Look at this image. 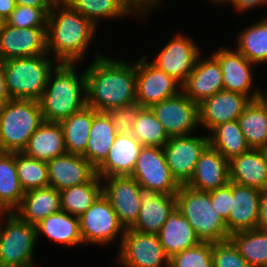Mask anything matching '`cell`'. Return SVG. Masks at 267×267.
Listing matches in <instances>:
<instances>
[{
	"mask_svg": "<svg viewBox=\"0 0 267 267\" xmlns=\"http://www.w3.org/2000/svg\"><path fill=\"white\" fill-rule=\"evenodd\" d=\"M210 1H211V3L213 2V3H216V4H220L222 0H210Z\"/></svg>",
	"mask_w": 267,
	"mask_h": 267,
	"instance_id": "11a10c76",
	"label": "cell"
},
{
	"mask_svg": "<svg viewBox=\"0 0 267 267\" xmlns=\"http://www.w3.org/2000/svg\"><path fill=\"white\" fill-rule=\"evenodd\" d=\"M16 170L24 191L49 186L48 167L45 161L16 152Z\"/></svg>",
	"mask_w": 267,
	"mask_h": 267,
	"instance_id": "f35d334b",
	"label": "cell"
},
{
	"mask_svg": "<svg viewBox=\"0 0 267 267\" xmlns=\"http://www.w3.org/2000/svg\"><path fill=\"white\" fill-rule=\"evenodd\" d=\"M51 8L16 5L5 23L15 28H47Z\"/></svg>",
	"mask_w": 267,
	"mask_h": 267,
	"instance_id": "60d3db41",
	"label": "cell"
},
{
	"mask_svg": "<svg viewBox=\"0 0 267 267\" xmlns=\"http://www.w3.org/2000/svg\"><path fill=\"white\" fill-rule=\"evenodd\" d=\"M128 8L136 15L145 17L144 15H147L152 8H156L159 5V8L161 5H163L161 2L162 0H122Z\"/></svg>",
	"mask_w": 267,
	"mask_h": 267,
	"instance_id": "bcb514c9",
	"label": "cell"
},
{
	"mask_svg": "<svg viewBox=\"0 0 267 267\" xmlns=\"http://www.w3.org/2000/svg\"><path fill=\"white\" fill-rule=\"evenodd\" d=\"M22 152L45 162L64 155L66 147L60 123L44 121L30 137Z\"/></svg>",
	"mask_w": 267,
	"mask_h": 267,
	"instance_id": "83f0119b",
	"label": "cell"
},
{
	"mask_svg": "<svg viewBox=\"0 0 267 267\" xmlns=\"http://www.w3.org/2000/svg\"><path fill=\"white\" fill-rule=\"evenodd\" d=\"M237 120L250 148L267 147V105L261 98L251 100Z\"/></svg>",
	"mask_w": 267,
	"mask_h": 267,
	"instance_id": "1f68e13d",
	"label": "cell"
},
{
	"mask_svg": "<svg viewBox=\"0 0 267 267\" xmlns=\"http://www.w3.org/2000/svg\"><path fill=\"white\" fill-rule=\"evenodd\" d=\"M157 235L169 258L201 243L196 232L177 207L169 215Z\"/></svg>",
	"mask_w": 267,
	"mask_h": 267,
	"instance_id": "484cf974",
	"label": "cell"
},
{
	"mask_svg": "<svg viewBox=\"0 0 267 267\" xmlns=\"http://www.w3.org/2000/svg\"><path fill=\"white\" fill-rule=\"evenodd\" d=\"M169 138L187 136L199 126L198 104L182 91L150 107Z\"/></svg>",
	"mask_w": 267,
	"mask_h": 267,
	"instance_id": "7c38bea8",
	"label": "cell"
},
{
	"mask_svg": "<svg viewBox=\"0 0 267 267\" xmlns=\"http://www.w3.org/2000/svg\"><path fill=\"white\" fill-rule=\"evenodd\" d=\"M97 113L94 108L86 106L59 122L63 129L67 153L76 155H83L85 153L93 117Z\"/></svg>",
	"mask_w": 267,
	"mask_h": 267,
	"instance_id": "4dcf8cb0",
	"label": "cell"
},
{
	"mask_svg": "<svg viewBox=\"0 0 267 267\" xmlns=\"http://www.w3.org/2000/svg\"><path fill=\"white\" fill-rule=\"evenodd\" d=\"M10 99L5 82L4 61L0 58V107Z\"/></svg>",
	"mask_w": 267,
	"mask_h": 267,
	"instance_id": "681fc988",
	"label": "cell"
},
{
	"mask_svg": "<svg viewBox=\"0 0 267 267\" xmlns=\"http://www.w3.org/2000/svg\"><path fill=\"white\" fill-rule=\"evenodd\" d=\"M79 221L84 244H110L118 235L121 244L125 228L120 224L109 199L103 193L79 217Z\"/></svg>",
	"mask_w": 267,
	"mask_h": 267,
	"instance_id": "9c48e42d",
	"label": "cell"
},
{
	"mask_svg": "<svg viewBox=\"0 0 267 267\" xmlns=\"http://www.w3.org/2000/svg\"><path fill=\"white\" fill-rule=\"evenodd\" d=\"M251 102L248 96L221 90L198 104L199 127L210 132L218 125L237 120Z\"/></svg>",
	"mask_w": 267,
	"mask_h": 267,
	"instance_id": "ac0fdd59",
	"label": "cell"
},
{
	"mask_svg": "<svg viewBox=\"0 0 267 267\" xmlns=\"http://www.w3.org/2000/svg\"><path fill=\"white\" fill-rule=\"evenodd\" d=\"M212 262L213 267H250L230 239L212 244Z\"/></svg>",
	"mask_w": 267,
	"mask_h": 267,
	"instance_id": "7bdbcfd3",
	"label": "cell"
},
{
	"mask_svg": "<svg viewBox=\"0 0 267 267\" xmlns=\"http://www.w3.org/2000/svg\"><path fill=\"white\" fill-rule=\"evenodd\" d=\"M230 182L258 190L267 189V153L254 149L233 157L229 161Z\"/></svg>",
	"mask_w": 267,
	"mask_h": 267,
	"instance_id": "d4e9b609",
	"label": "cell"
},
{
	"mask_svg": "<svg viewBox=\"0 0 267 267\" xmlns=\"http://www.w3.org/2000/svg\"><path fill=\"white\" fill-rule=\"evenodd\" d=\"M37 240L40 235H45L55 243L62 245L76 246L83 243L80 232L79 217L60 210L42 219L36 225Z\"/></svg>",
	"mask_w": 267,
	"mask_h": 267,
	"instance_id": "f1b7e54d",
	"label": "cell"
},
{
	"mask_svg": "<svg viewBox=\"0 0 267 267\" xmlns=\"http://www.w3.org/2000/svg\"><path fill=\"white\" fill-rule=\"evenodd\" d=\"M226 2L232 4L237 13H244V11L246 12L248 10L256 8V6L267 4V0H222L221 4H226Z\"/></svg>",
	"mask_w": 267,
	"mask_h": 267,
	"instance_id": "7dc6e473",
	"label": "cell"
},
{
	"mask_svg": "<svg viewBox=\"0 0 267 267\" xmlns=\"http://www.w3.org/2000/svg\"><path fill=\"white\" fill-rule=\"evenodd\" d=\"M222 75L219 62L213 55L202 60L199 55L194 69L181 85V91L193 102L200 104L204 99L224 90Z\"/></svg>",
	"mask_w": 267,
	"mask_h": 267,
	"instance_id": "44dd1931",
	"label": "cell"
},
{
	"mask_svg": "<svg viewBox=\"0 0 267 267\" xmlns=\"http://www.w3.org/2000/svg\"><path fill=\"white\" fill-rule=\"evenodd\" d=\"M132 135L143 146L163 147L169 140L162 124L157 120L150 108H143L132 127Z\"/></svg>",
	"mask_w": 267,
	"mask_h": 267,
	"instance_id": "ab89813d",
	"label": "cell"
},
{
	"mask_svg": "<svg viewBox=\"0 0 267 267\" xmlns=\"http://www.w3.org/2000/svg\"><path fill=\"white\" fill-rule=\"evenodd\" d=\"M25 191L16 170V153L0 152V202L14 212L21 204Z\"/></svg>",
	"mask_w": 267,
	"mask_h": 267,
	"instance_id": "836d02e7",
	"label": "cell"
},
{
	"mask_svg": "<svg viewBox=\"0 0 267 267\" xmlns=\"http://www.w3.org/2000/svg\"><path fill=\"white\" fill-rule=\"evenodd\" d=\"M117 263L124 267H169L158 235L125 229L119 244Z\"/></svg>",
	"mask_w": 267,
	"mask_h": 267,
	"instance_id": "ba28073f",
	"label": "cell"
},
{
	"mask_svg": "<svg viewBox=\"0 0 267 267\" xmlns=\"http://www.w3.org/2000/svg\"><path fill=\"white\" fill-rule=\"evenodd\" d=\"M131 176L144 188L176 194L180 184L173 177L162 147L143 146Z\"/></svg>",
	"mask_w": 267,
	"mask_h": 267,
	"instance_id": "30bf717a",
	"label": "cell"
},
{
	"mask_svg": "<svg viewBox=\"0 0 267 267\" xmlns=\"http://www.w3.org/2000/svg\"><path fill=\"white\" fill-rule=\"evenodd\" d=\"M43 122L38 100L10 99L0 107V152H22Z\"/></svg>",
	"mask_w": 267,
	"mask_h": 267,
	"instance_id": "277c9868",
	"label": "cell"
},
{
	"mask_svg": "<svg viewBox=\"0 0 267 267\" xmlns=\"http://www.w3.org/2000/svg\"><path fill=\"white\" fill-rule=\"evenodd\" d=\"M86 76L87 106L97 112L136 102V62L108 58L97 52Z\"/></svg>",
	"mask_w": 267,
	"mask_h": 267,
	"instance_id": "6da1fadb",
	"label": "cell"
},
{
	"mask_svg": "<svg viewBox=\"0 0 267 267\" xmlns=\"http://www.w3.org/2000/svg\"><path fill=\"white\" fill-rule=\"evenodd\" d=\"M57 0H15L16 5L35 7V8H52Z\"/></svg>",
	"mask_w": 267,
	"mask_h": 267,
	"instance_id": "f907efd6",
	"label": "cell"
},
{
	"mask_svg": "<svg viewBox=\"0 0 267 267\" xmlns=\"http://www.w3.org/2000/svg\"><path fill=\"white\" fill-rule=\"evenodd\" d=\"M211 132L209 144L228 161L251 149L241 132L238 120L222 123Z\"/></svg>",
	"mask_w": 267,
	"mask_h": 267,
	"instance_id": "d590c367",
	"label": "cell"
},
{
	"mask_svg": "<svg viewBox=\"0 0 267 267\" xmlns=\"http://www.w3.org/2000/svg\"><path fill=\"white\" fill-rule=\"evenodd\" d=\"M54 63L56 60L49 54L5 60V82L10 98L39 100L56 66Z\"/></svg>",
	"mask_w": 267,
	"mask_h": 267,
	"instance_id": "8992f818",
	"label": "cell"
},
{
	"mask_svg": "<svg viewBox=\"0 0 267 267\" xmlns=\"http://www.w3.org/2000/svg\"><path fill=\"white\" fill-rule=\"evenodd\" d=\"M237 49L253 64L267 63V17L251 24L238 35Z\"/></svg>",
	"mask_w": 267,
	"mask_h": 267,
	"instance_id": "8d00e7d4",
	"label": "cell"
},
{
	"mask_svg": "<svg viewBox=\"0 0 267 267\" xmlns=\"http://www.w3.org/2000/svg\"><path fill=\"white\" fill-rule=\"evenodd\" d=\"M102 181L95 174L87 183L60 191L61 210L80 217L103 193Z\"/></svg>",
	"mask_w": 267,
	"mask_h": 267,
	"instance_id": "d6a6232c",
	"label": "cell"
},
{
	"mask_svg": "<svg viewBox=\"0 0 267 267\" xmlns=\"http://www.w3.org/2000/svg\"><path fill=\"white\" fill-rule=\"evenodd\" d=\"M47 28H15L3 22L0 29V58L42 55L47 53Z\"/></svg>",
	"mask_w": 267,
	"mask_h": 267,
	"instance_id": "e0dca14e",
	"label": "cell"
},
{
	"mask_svg": "<svg viewBox=\"0 0 267 267\" xmlns=\"http://www.w3.org/2000/svg\"><path fill=\"white\" fill-rule=\"evenodd\" d=\"M96 27L99 20L119 19L134 14L122 0H64Z\"/></svg>",
	"mask_w": 267,
	"mask_h": 267,
	"instance_id": "74e56055",
	"label": "cell"
},
{
	"mask_svg": "<svg viewBox=\"0 0 267 267\" xmlns=\"http://www.w3.org/2000/svg\"><path fill=\"white\" fill-rule=\"evenodd\" d=\"M229 182V161L209 144L202 152L195 172L186 185L198 191L208 192Z\"/></svg>",
	"mask_w": 267,
	"mask_h": 267,
	"instance_id": "603a6c76",
	"label": "cell"
},
{
	"mask_svg": "<svg viewBox=\"0 0 267 267\" xmlns=\"http://www.w3.org/2000/svg\"><path fill=\"white\" fill-rule=\"evenodd\" d=\"M200 52L194 40L177 34L165 44L152 63L182 85L194 69Z\"/></svg>",
	"mask_w": 267,
	"mask_h": 267,
	"instance_id": "5bb4252c",
	"label": "cell"
},
{
	"mask_svg": "<svg viewBox=\"0 0 267 267\" xmlns=\"http://www.w3.org/2000/svg\"><path fill=\"white\" fill-rule=\"evenodd\" d=\"M103 179V194L109 199L120 224L125 229L131 228L141 208L140 185L132 176H109Z\"/></svg>",
	"mask_w": 267,
	"mask_h": 267,
	"instance_id": "9a60e30c",
	"label": "cell"
},
{
	"mask_svg": "<svg viewBox=\"0 0 267 267\" xmlns=\"http://www.w3.org/2000/svg\"><path fill=\"white\" fill-rule=\"evenodd\" d=\"M147 60L145 55L136 61V102L143 108H150L181 92L177 80Z\"/></svg>",
	"mask_w": 267,
	"mask_h": 267,
	"instance_id": "8fae6325",
	"label": "cell"
},
{
	"mask_svg": "<svg viewBox=\"0 0 267 267\" xmlns=\"http://www.w3.org/2000/svg\"><path fill=\"white\" fill-rule=\"evenodd\" d=\"M60 210V191L48 186L25 191L20 206L14 212L23 221L36 226L42 219Z\"/></svg>",
	"mask_w": 267,
	"mask_h": 267,
	"instance_id": "4316f807",
	"label": "cell"
},
{
	"mask_svg": "<svg viewBox=\"0 0 267 267\" xmlns=\"http://www.w3.org/2000/svg\"><path fill=\"white\" fill-rule=\"evenodd\" d=\"M212 55L218 60L223 73L224 90L243 94L251 100L261 97L263 91L260 88H252V68L255 64L248 61L237 49L220 48Z\"/></svg>",
	"mask_w": 267,
	"mask_h": 267,
	"instance_id": "2e32d148",
	"label": "cell"
},
{
	"mask_svg": "<svg viewBox=\"0 0 267 267\" xmlns=\"http://www.w3.org/2000/svg\"><path fill=\"white\" fill-rule=\"evenodd\" d=\"M143 145L132 134H117L105 161L96 169L102 179L131 176Z\"/></svg>",
	"mask_w": 267,
	"mask_h": 267,
	"instance_id": "cb8c5ba5",
	"label": "cell"
},
{
	"mask_svg": "<svg viewBox=\"0 0 267 267\" xmlns=\"http://www.w3.org/2000/svg\"><path fill=\"white\" fill-rule=\"evenodd\" d=\"M212 206L224 221L229 218L231 212L232 182L223 187L209 191Z\"/></svg>",
	"mask_w": 267,
	"mask_h": 267,
	"instance_id": "f6af8a7d",
	"label": "cell"
},
{
	"mask_svg": "<svg viewBox=\"0 0 267 267\" xmlns=\"http://www.w3.org/2000/svg\"><path fill=\"white\" fill-rule=\"evenodd\" d=\"M76 64L57 63L50 72L43 95L38 100L44 121L60 122L87 106L85 72Z\"/></svg>",
	"mask_w": 267,
	"mask_h": 267,
	"instance_id": "3957f363",
	"label": "cell"
},
{
	"mask_svg": "<svg viewBox=\"0 0 267 267\" xmlns=\"http://www.w3.org/2000/svg\"><path fill=\"white\" fill-rule=\"evenodd\" d=\"M261 190L232 182L231 212L225 221L229 235L257 228Z\"/></svg>",
	"mask_w": 267,
	"mask_h": 267,
	"instance_id": "7402d4cb",
	"label": "cell"
},
{
	"mask_svg": "<svg viewBox=\"0 0 267 267\" xmlns=\"http://www.w3.org/2000/svg\"><path fill=\"white\" fill-rule=\"evenodd\" d=\"M209 145L208 136L171 137L162 147L167 165L180 185H186L192 178L196 164Z\"/></svg>",
	"mask_w": 267,
	"mask_h": 267,
	"instance_id": "4fadbf2b",
	"label": "cell"
},
{
	"mask_svg": "<svg viewBox=\"0 0 267 267\" xmlns=\"http://www.w3.org/2000/svg\"><path fill=\"white\" fill-rule=\"evenodd\" d=\"M257 228L267 230V189L261 191Z\"/></svg>",
	"mask_w": 267,
	"mask_h": 267,
	"instance_id": "c3c4849f",
	"label": "cell"
},
{
	"mask_svg": "<svg viewBox=\"0 0 267 267\" xmlns=\"http://www.w3.org/2000/svg\"><path fill=\"white\" fill-rule=\"evenodd\" d=\"M15 6V0H0V18L3 22H5L14 11Z\"/></svg>",
	"mask_w": 267,
	"mask_h": 267,
	"instance_id": "816d5d0a",
	"label": "cell"
},
{
	"mask_svg": "<svg viewBox=\"0 0 267 267\" xmlns=\"http://www.w3.org/2000/svg\"><path fill=\"white\" fill-rule=\"evenodd\" d=\"M5 217L0 228V267H36L33 259L37 243L36 226L23 221L15 212Z\"/></svg>",
	"mask_w": 267,
	"mask_h": 267,
	"instance_id": "52a82bcc",
	"label": "cell"
},
{
	"mask_svg": "<svg viewBox=\"0 0 267 267\" xmlns=\"http://www.w3.org/2000/svg\"><path fill=\"white\" fill-rule=\"evenodd\" d=\"M8 213H9V211L0 202V217L5 216Z\"/></svg>",
	"mask_w": 267,
	"mask_h": 267,
	"instance_id": "f5cc1de1",
	"label": "cell"
},
{
	"mask_svg": "<svg viewBox=\"0 0 267 267\" xmlns=\"http://www.w3.org/2000/svg\"><path fill=\"white\" fill-rule=\"evenodd\" d=\"M96 29L66 1L57 0L48 15L47 53H52L57 63L78 64L86 57Z\"/></svg>",
	"mask_w": 267,
	"mask_h": 267,
	"instance_id": "7a4b0ae2",
	"label": "cell"
},
{
	"mask_svg": "<svg viewBox=\"0 0 267 267\" xmlns=\"http://www.w3.org/2000/svg\"><path fill=\"white\" fill-rule=\"evenodd\" d=\"M229 239L250 267H267V230L239 231L231 234Z\"/></svg>",
	"mask_w": 267,
	"mask_h": 267,
	"instance_id": "e575fe53",
	"label": "cell"
},
{
	"mask_svg": "<svg viewBox=\"0 0 267 267\" xmlns=\"http://www.w3.org/2000/svg\"><path fill=\"white\" fill-rule=\"evenodd\" d=\"M2 24H3V21H2V19L0 18V29H1Z\"/></svg>",
	"mask_w": 267,
	"mask_h": 267,
	"instance_id": "9f6ffc18",
	"label": "cell"
},
{
	"mask_svg": "<svg viewBox=\"0 0 267 267\" xmlns=\"http://www.w3.org/2000/svg\"><path fill=\"white\" fill-rule=\"evenodd\" d=\"M142 109L138 102L110 109L107 113L111 117L114 131L117 134H132V127Z\"/></svg>",
	"mask_w": 267,
	"mask_h": 267,
	"instance_id": "ee69618b",
	"label": "cell"
},
{
	"mask_svg": "<svg viewBox=\"0 0 267 267\" xmlns=\"http://www.w3.org/2000/svg\"><path fill=\"white\" fill-rule=\"evenodd\" d=\"M265 92H266V93H265ZM260 98H261V99L266 103V105H267V89H266L264 92H262Z\"/></svg>",
	"mask_w": 267,
	"mask_h": 267,
	"instance_id": "db71d44e",
	"label": "cell"
},
{
	"mask_svg": "<svg viewBox=\"0 0 267 267\" xmlns=\"http://www.w3.org/2000/svg\"><path fill=\"white\" fill-rule=\"evenodd\" d=\"M117 133L107 112H98L93 117L87 147L82 155L97 169L107 158Z\"/></svg>",
	"mask_w": 267,
	"mask_h": 267,
	"instance_id": "f546056e",
	"label": "cell"
},
{
	"mask_svg": "<svg viewBox=\"0 0 267 267\" xmlns=\"http://www.w3.org/2000/svg\"><path fill=\"white\" fill-rule=\"evenodd\" d=\"M176 196V207L187 219L201 243L228 240L226 222L212 206L209 191H198L181 185Z\"/></svg>",
	"mask_w": 267,
	"mask_h": 267,
	"instance_id": "5b68a950",
	"label": "cell"
},
{
	"mask_svg": "<svg viewBox=\"0 0 267 267\" xmlns=\"http://www.w3.org/2000/svg\"><path fill=\"white\" fill-rule=\"evenodd\" d=\"M49 186L58 191L87 183L96 169L82 155L65 153L47 161Z\"/></svg>",
	"mask_w": 267,
	"mask_h": 267,
	"instance_id": "ffe728a7",
	"label": "cell"
},
{
	"mask_svg": "<svg viewBox=\"0 0 267 267\" xmlns=\"http://www.w3.org/2000/svg\"><path fill=\"white\" fill-rule=\"evenodd\" d=\"M139 198L141 201L139 216L131 229L157 235L176 208V196L140 186Z\"/></svg>",
	"mask_w": 267,
	"mask_h": 267,
	"instance_id": "d6986e66",
	"label": "cell"
},
{
	"mask_svg": "<svg viewBox=\"0 0 267 267\" xmlns=\"http://www.w3.org/2000/svg\"><path fill=\"white\" fill-rule=\"evenodd\" d=\"M169 267H213L212 244L200 243L173 255Z\"/></svg>",
	"mask_w": 267,
	"mask_h": 267,
	"instance_id": "b9f144b4",
	"label": "cell"
}]
</instances>
